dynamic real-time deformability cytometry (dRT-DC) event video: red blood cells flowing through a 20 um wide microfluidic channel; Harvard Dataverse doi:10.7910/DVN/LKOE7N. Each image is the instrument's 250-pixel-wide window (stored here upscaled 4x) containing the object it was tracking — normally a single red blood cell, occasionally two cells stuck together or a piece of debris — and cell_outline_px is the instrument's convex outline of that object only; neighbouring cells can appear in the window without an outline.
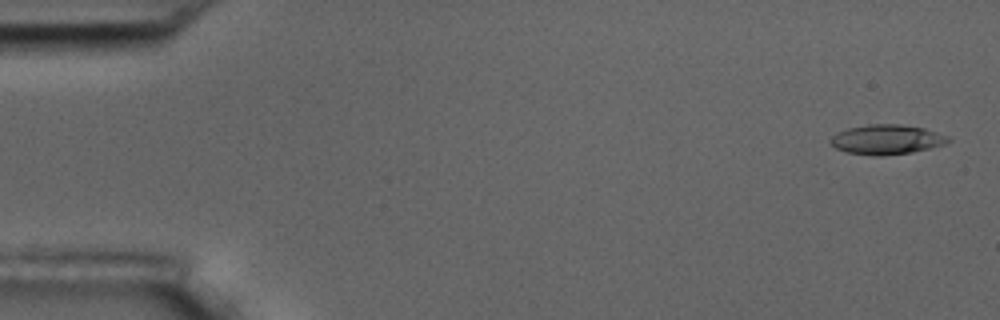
{"species": "common noctule bat (a hibernating species)", "species_latin": "Nyctalus noctula", "temperature_condition": "room temperature", "stored_images_in_passage": 15, "camera_frame_rate_fps": 3000, "um_per_image_px": 0.085, "animal": {"sex": "male", "body_mass_g": 17.5, "forearm_length_mm": 52.3}, "frame": {"image": 1, "passage_image": 1, "time_ms": 0.0, "image_size_px": [1000, 320], "cell_outline_px": [[952, 140], [944, 144], [912, 152], [880, 156], [872, 156], [844, 152], [836, 148], [828, 140], [836, 132], [848, 128], [868, 124], [900, 124], [924, 128], [948, 136]], "centroid_in_image_um": [75.32, 11.86], "position_along_channel_um": 9.7, "area_um2": 20.46}}
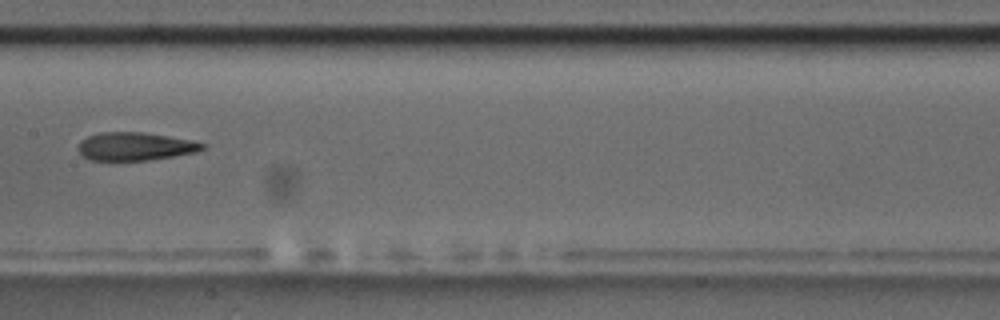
{"frame": {"image": 2, "passage_image": 8, "time_ms": 9.0, "image_size_px": [1000, 320], "cell_outline_px": [[208, 148], [196, 152], [152, 160], [88, 160], [76, 148], [80, 140], [88, 136], [100, 132], [144, 132], [192, 140], [208, 144]], "centroid_in_image_um": [11.52, 12.44], "position_along_channel_um": 195.9, "area_um2": 20.63}}
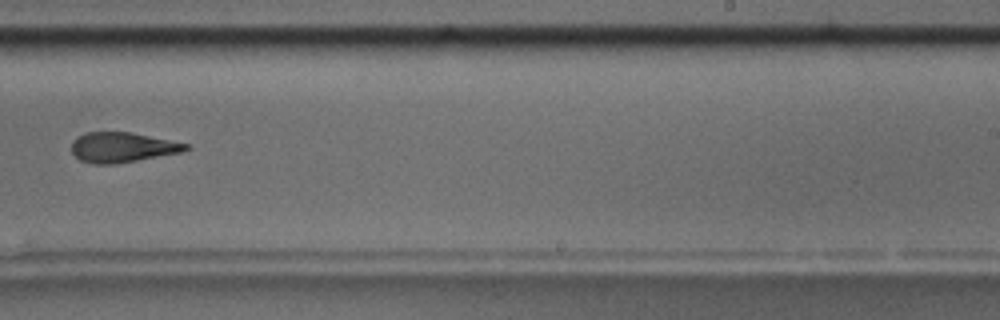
{"frame": {"image": 3, "passage_image": 10, "time_ms": 11.333, "image_size_px": [1000, 320], "cell_outline_px": [[192, 148], [180, 152], [116, 164], [92, 164], [80, 160], [72, 152], [72, 140], [76, 136], [84, 132], [132, 132], [188, 144]], "centroid_in_image_um": [10.36, 12.51], "position_along_channel_um": 278.6, "area_um2": 20.0}, "authors_computed_cell_mechanics": {"area_um2": 20.7502, "velocity_mm_per_s": 3.547, "shape_relaxation_time_tau1_ms": null, "shape_relaxation_time_tau2_ms": 2.7005, "deformation_change_tau1": null, "deformation_change_tau2": 0.1223}}